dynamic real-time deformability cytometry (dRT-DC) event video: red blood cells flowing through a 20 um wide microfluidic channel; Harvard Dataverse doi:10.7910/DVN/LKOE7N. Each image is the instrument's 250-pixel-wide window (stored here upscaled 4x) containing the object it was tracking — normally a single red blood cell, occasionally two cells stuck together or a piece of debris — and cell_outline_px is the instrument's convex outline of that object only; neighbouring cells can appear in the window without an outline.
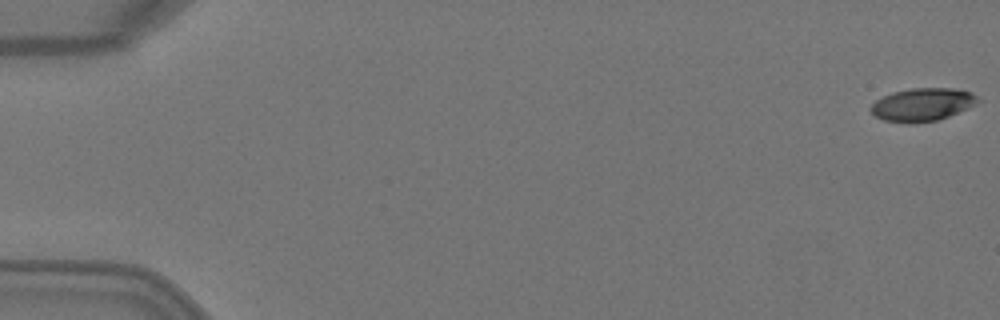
{"species": "Egyptian fruit bat (a non-hibernating species)", "species_latin": "Rousettus aegyptiacus", "temperature_condition": "warm", "stored_images_in_passage": 3, "camera_frame_rate_fps": 3000, "um_per_image_px": 0.085, "animal": {"sex": "female"}, "frame": {"image": 1, "passage_image": 1, "time_ms": 0.0, "image_size_px": [1000, 320], "cell_outline_px": [[980, 100], [976, 104], [968, 108], [948, 116], [936, 120], [912, 124], [908, 124], [884, 120], [876, 116], [868, 108], [876, 100], [892, 92], [912, 88], [952, 88], [972, 92]], "centroid_in_image_um": [78.39, 8.89], "position_along_channel_um": 6.6, "area_um2": 20.58}}